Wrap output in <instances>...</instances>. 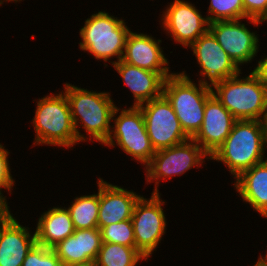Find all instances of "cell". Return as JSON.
<instances>
[{"mask_svg": "<svg viewBox=\"0 0 267 266\" xmlns=\"http://www.w3.org/2000/svg\"><path fill=\"white\" fill-rule=\"evenodd\" d=\"M64 93L69 102L78 143L88 139L79 131L78 126H82L90 136V141L104 145L110 136L112 117L117 107L109 92L89 91L66 83Z\"/></svg>", "mask_w": 267, "mask_h": 266, "instance_id": "1", "label": "cell"}, {"mask_svg": "<svg viewBox=\"0 0 267 266\" xmlns=\"http://www.w3.org/2000/svg\"><path fill=\"white\" fill-rule=\"evenodd\" d=\"M266 147L261 120H237L225 141L210 156V160L223 162L231 175L237 178L242 172L267 160L264 158Z\"/></svg>", "mask_w": 267, "mask_h": 266, "instance_id": "2", "label": "cell"}, {"mask_svg": "<svg viewBox=\"0 0 267 266\" xmlns=\"http://www.w3.org/2000/svg\"><path fill=\"white\" fill-rule=\"evenodd\" d=\"M32 123L34 145L72 148L78 144L68 99L63 91L39 98Z\"/></svg>", "mask_w": 267, "mask_h": 266, "instance_id": "3", "label": "cell"}, {"mask_svg": "<svg viewBox=\"0 0 267 266\" xmlns=\"http://www.w3.org/2000/svg\"><path fill=\"white\" fill-rule=\"evenodd\" d=\"M224 79L211 90L217 100L237 120H261L267 110V86L252 72Z\"/></svg>", "mask_w": 267, "mask_h": 266, "instance_id": "4", "label": "cell"}, {"mask_svg": "<svg viewBox=\"0 0 267 266\" xmlns=\"http://www.w3.org/2000/svg\"><path fill=\"white\" fill-rule=\"evenodd\" d=\"M198 86L185 70L168 76L163 85L162 94L170 102L183 131L190 138L201 129L206 100L212 95L211 88L201 83Z\"/></svg>", "mask_w": 267, "mask_h": 266, "instance_id": "5", "label": "cell"}, {"mask_svg": "<svg viewBox=\"0 0 267 266\" xmlns=\"http://www.w3.org/2000/svg\"><path fill=\"white\" fill-rule=\"evenodd\" d=\"M124 21L105 11L92 14L80 29V49L105 63L114 56L118 60L109 62L112 65L119 62L124 53L127 35L131 31Z\"/></svg>", "mask_w": 267, "mask_h": 266, "instance_id": "6", "label": "cell"}, {"mask_svg": "<svg viewBox=\"0 0 267 266\" xmlns=\"http://www.w3.org/2000/svg\"><path fill=\"white\" fill-rule=\"evenodd\" d=\"M118 111L120 108L116 107L112 117L114 125L104 145L109 148L119 146L132 160L135 159L145 167L153 158L155 150L148 137L142 111L139 106L133 105Z\"/></svg>", "mask_w": 267, "mask_h": 266, "instance_id": "7", "label": "cell"}, {"mask_svg": "<svg viewBox=\"0 0 267 266\" xmlns=\"http://www.w3.org/2000/svg\"><path fill=\"white\" fill-rule=\"evenodd\" d=\"M210 155L192 138L172 147L155 151L153 158L145 166L147 183L155 180L152 193H159L157 189L160 179L165 181L172 176L185 174L193 167H200Z\"/></svg>", "mask_w": 267, "mask_h": 266, "instance_id": "8", "label": "cell"}, {"mask_svg": "<svg viewBox=\"0 0 267 266\" xmlns=\"http://www.w3.org/2000/svg\"><path fill=\"white\" fill-rule=\"evenodd\" d=\"M151 145L155 151L185 142L190 137L183 131L170 102L160 97L139 105Z\"/></svg>", "mask_w": 267, "mask_h": 266, "instance_id": "9", "label": "cell"}, {"mask_svg": "<svg viewBox=\"0 0 267 266\" xmlns=\"http://www.w3.org/2000/svg\"><path fill=\"white\" fill-rule=\"evenodd\" d=\"M159 193H152L149 199L141 196L136 202L131 217L136 249L147 259L152 255L166 230V215Z\"/></svg>", "mask_w": 267, "mask_h": 266, "instance_id": "10", "label": "cell"}, {"mask_svg": "<svg viewBox=\"0 0 267 266\" xmlns=\"http://www.w3.org/2000/svg\"><path fill=\"white\" fill-rule=\"evenodd\" d=\"M189 48H191L199 67H201L199 74L202 78L198 79V82L203 86L212 89L224 79L231 78L241 72V69L223 50L209 30L201 35Z\"/></svg>", "mask_w": 267, "mask_h": 266, "instance_id": "11", "label": "cell"}, {"mask_svg": "<svg viewBox=\"0 0 267 266\" xmlns=\"http://www.w3.org/2000/svg\"><path fill=\"white\" fill-rule=\"evenodd\" d=\"M161 15L163 30L172 36L176 43L191 46L209 30L207 17H203L194 4L184 0H174L167 5Z\"/></svg>", "mask_w": 267, "mask_h": 266, "instance_id": "12", "label": "cell"}, {"mask_svg": "<svg viewBox=\"0 0 267 266\" xmlns=\"http://www.w3.org/2000/svg\"><path fill=\"white\" fill-rule=\"evenodd\" d=\"M241 22L225 20L209 23V31L239 68L240 65L251 62L259 52L257 33L251 32Z\"/></svg>", "mask_w": 267, "mask_h": 266, "instance_id": "13", "label": "cell"}, {"mask_svg": "<svg viewBox=\"0 0 267 266\" xmlns=\"http://www.w3.org/2000/svg\"><path fill=\"white\" fill-rule=\"evenodd\" d=\"M237 119L212 94L204 109L201 129L192 138L210 156L225 141Z\"/></svg>", "mask_w": 267, "mask_h": 266, "instance_id": "14", "label": "cell"}, {"mask_svg": "<svg viewBox=\"0 0 267 266\" xmlns=\"http://www.w3.org/2000/svg\"><path fill=\"white\" fill-rule=\"evenodd\" d=\"M141 196L99 178L98 228L131 219Z\"/></svg>", "mask_w": 267, "mask_h": 266, "instance_id": "15", "label": "cell"}, {"mask_svg": "<svg viewBox=\"0 0 267 266\" xmlns=\"http://www.w3.org/2000/svg\"><path fill=\"white\" fill-rule=\"evenodd\" d=\"M161 41L154 39L152 35L130 31L121 60L152 72H171L160 45Z\"/></svg>", "mask_w": 267, "mask_h": 266, "instance_id": "16", "label": "cell"}, {"mask_svg": "<svg viewBox=\"0 0 267 266\" xmlns=\"http://www.w3.org/2000/svg\"><path fill=\"white\" fill-rule=\"evenodd\" d=\"M113 67L132 92L133 106H139L160 97L163 93L165 79L173 74L170 72H152L122 60L114 63Z\"/></svg>", "mask_w": 267, "mask_h": 266, "instance_id": "17", "label": "cell"}, {"mask_svg": "<svg viewBox=\"0 0 267 266\" xmlns=\"http://www.w3.org/2000/svg\"><path fill=\"white\" fill-rule=\"evenodd\" d=\"M36 244L35 232L31 234L13 217L0 227V266H22Z\"/></svg>", "mask_w": 267, "mask_h": 266, "instance_id": "18", "label": "cell"}, {"mask_svg": "<svg viewBox=\"0 0 267 266\" xmlns=\"http://www.w3.org/2000/svg\"><path fill=\"white\" fill-rule=\"evenodd\" d=\"M102 241L99 228L75 229L52 249L63 265L95 261Z\"/></svg>", "mask_w": 267, "mask_h": 266, "instance_id": "19", "label": "cell"}, {"mask_svg": "<svg viewBox=\"0 0 267 266\" xmlns=\"http://www.w3.org/2000/svg\"><path fill=\"white\" fill-rule=\"evenodd\" d=\"M235 180L233 185L242 200L267 218V160L242 172Z\"/></svg>", "mask_w": 267, "mask_h": 266, "instance_id": "20", "label": "cell"}, {"mask_svg": "<svg viewBox=\"0 0 267 266\" xmlns=\"http://www.w3.org/2000/svg\"><path fill=\"white\" fill-rule=\"evenodd\" d=\"M70 213L65 207H52L38 218L35 237L38 245L53 248L74 233Z\"/></svg>", "mask_w": 267, "mask_h": 266, "instance_id": "21", "label": "cell"}, {"mask_svg": "<svg viewBox=\"0 0 267 266\" xmlns=\"http://www.w3.org/2000/svg\"><path fill=\"white\" fill-rule=\"evenodd\" d=\"M98 192L91 195L75 197L71 206L67 207L74 229L98 228L99 215V179Z\"/></svg>", "mask_w": 267, "mask_h": 266, "instance_id": "22", "label": "cell"}, {"mask_svg": "<svg viewBox=\"0 0 267 266\" xmlns=\"http://www.w3.org/2000/svg\"><path fill=\"white\" fill-rule=\"evenodd\" d=\"M141 260L147 259L136 248L102 242L95 263L96 266H136Z\"/></svg>", "mask_w": 267, "mask_h": 266, "instance_id": "23", "label": "cell"}, {"mask_svg": "<svg viewBox=\"0 0 267 266\" xmlns=\"http://www.w3.org/2000/svg\"><path fill=\"white\" fill-rule=\"evenodd\" d=\"M207 20L213 21L225 20H243L244 6L242 0H210L208 7Z\"/></svg>", "mask_w": 267, "mask_h": 266, "instance_id": "24", "label": "cell"}, {"mask_svg": "<svg viewBox=\"0 0 267 266\" xmlns=\"http://www.w3.org/2000/svg\"><path fill=\"white\" fill-rule=\"evenodd\" d=\"M99 229L102 242L117 243L120 245L136 248L131 219L118 223H112Z\"/></svg>", "mask_w": 267, "mask_h": 266, "instance_id": "25", "label": "cell"}, {"mask_svg": "<svg viewBox=\"0 0 267 266\" xmlns=\"http://www.w3.org/2000/svg\"><path fill=\"white\" fill-rule=\"evenodd\" d=\"M22 266H63L55 251L36 244L26 255Z\"/></svg>", "mask_w": 267, "mask_h": 266, "instance_id": "26", "label": "cell"}, {"mask_svg": "<svg viewBox=\"0 0 267 266\" xmlns=\"http://www.w3.org/2000/svg\"><path fill=\"white\" fill-rule=\"evenodd\" d=\"M9 153L10 152L0 143V190L2 191L3 188L11 193L12 186L15 185V180L10 172Z\"/></svg>", "mask_w": 267, "mask_h": 266, "instance_id": "27", "label": "cell"}, {"mask_svg": "<svg viewBox=\"0 0 267 266\" xmlns=\"http://www.w3.org/2000/svg\"><path fill=\"white\" fill-rule=\"evenodd\" d=\"M244 6V19H248L250 24L259 26L258 19L265 13L267 0H242Z\"/></svg>", "mask_w": 267, "mask_h": 266, "instance_id": "28", "label": "cell"}, {"mask_svg": "<svg viewBox=\"0 0 267 266\" xmlns=\"http://www.w3.org/2000/svg\"><path fill=\"white\" fill-rule=\"evenodd\" d=\"M2 193L3 192L0 190V227L8 223L13 218V215L9 210L6 196Z\"/></svg>", "mask_w": 267, "mask_h": 266, "instance_id": "29", "label": "cell"}, {"mask_svg": "<svg viewBox=\"0 0 267 266\" xmlns=\"http://www.w3.org/2000/svg\"><path fill=\"white\" fill-rule=\"evenodd\" d=\"M261 58L258 61L257 66L252 70V73L265 85L267 86V56Z\"/></svg>", "mask_w": 267, "mask_h": 266, "instance_id": "30", "label": "cell"}, {"mask_svg": "<svg viewBox=\"0 0 267 266\" xmlns=\"http://www.w3.org/2000/svg\"><path fill=\"white\" fill-rule=\"evenodd\" d=\"M63 266H96L95 261H88L85 263L65 264Z\"/></svg>", "mask_w": 267, "mask_h": 266, "instance_id": "31", "label": "cell"}, {"mask_svg": "<svg viewBox=\"0 0 267 266\" xmlns=\"http://www.w3.org/2000/svg\"><path fill=\"white\" fill-rule=\"evenodd\" d=\"M262 122H263V126H264L265 141H266V144H267V110H266V113L264 114Z\"/></svg>", "mask_w": 267, "mask_h": 266, "instance_id": "32", "label": "cell"}, {"mask_svg": "<svg viewBox=\"0 0 267 266\" xmlns=\"http://www.w3.org/2000/svg\"><path fill=\"white\" fill-rule=\"evenodd\" d=\"M266 255L262 257V254L259 256L258 260L261 261L265 266H267V251L265 252Z\"/></svg>", "mask_w": 267, "mask_h": 266, "instance_id": "33", "label": "cell"}, {"mask_svg": "<svg viewBox=\"0 0 267 266\" xmlns=\"http://www.w3.org/2000/svg\"><path fill=\"white\" fill-rule=\"evenodd\" d=\"M258 21L260 23H265V21H267V7H266V10H265V13L258 19Z\"/></svg>", "mask_w": 267, "mask_h": 266, "instance_id": "34", "label": "cell"}, {"mask_svg": "<svg viewBox=\"0 0 267 266\" xmlns=\"http://www.w3.org/2000/svg\"><path fill=\"white\" fill-rule=\"evenodd\" d=\"M4 1H6V2H9V1L11 2L12 1V2H16L17 3V2H20L22 0H0V5H2Z\"/></svg>", "mask_w": 267, "mask_h": 266, "instance_id": "35", "label": "cell"}, {"mask_svg": "<svg viewBox=\"0 0 267 266\" xmlns=\"http://www.w3.org/2000/svg\"><path fill=\"white\" fill-rule=\"evenodd\" d=\"M253 266H265V265L258 260Z\"/></svg>", "mask_w": 267, "mask_h": 266, "instance_id": "36", "label": "cell"}]
</instances>
